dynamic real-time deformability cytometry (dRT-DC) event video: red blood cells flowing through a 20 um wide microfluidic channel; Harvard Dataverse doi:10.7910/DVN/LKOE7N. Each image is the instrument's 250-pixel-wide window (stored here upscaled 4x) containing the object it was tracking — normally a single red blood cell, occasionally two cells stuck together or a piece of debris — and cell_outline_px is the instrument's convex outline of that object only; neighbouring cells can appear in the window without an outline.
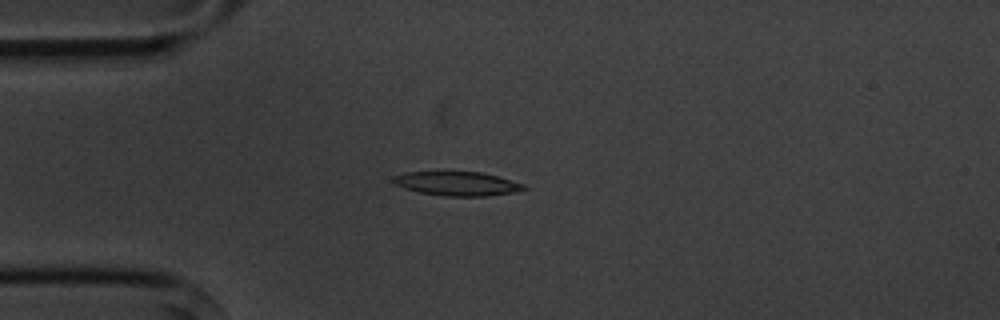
{"species": "common noctule bat (a hibernating species)", "species_latin": "Nyctalus noctula", "temperature_condition": "cold", "stored_images_in_passage": 4, "camera_frame_rate_fps": 3000, "um_per_image_px": 0.085, "animal": {"sex": "male", "body_mass_g": 20.1, "forearm_length_mm": 53.5}, "frame": {"image": 1, "passage_image": 4, "time_ms": 3.333, "image_size_px": [1000, 320], "cell_outline_px": [[528, 188], [516, 192], [488, 196], [444, 196], [420, 192], [404, 188], [392, 184], [392, 176], [404, 172], [480, 172], [496, 176], [524, 184]], "centroid_in_image_um": [38.82, 15.61], "position_along_channel_um": 46.2, "area_um2": 18.32}}